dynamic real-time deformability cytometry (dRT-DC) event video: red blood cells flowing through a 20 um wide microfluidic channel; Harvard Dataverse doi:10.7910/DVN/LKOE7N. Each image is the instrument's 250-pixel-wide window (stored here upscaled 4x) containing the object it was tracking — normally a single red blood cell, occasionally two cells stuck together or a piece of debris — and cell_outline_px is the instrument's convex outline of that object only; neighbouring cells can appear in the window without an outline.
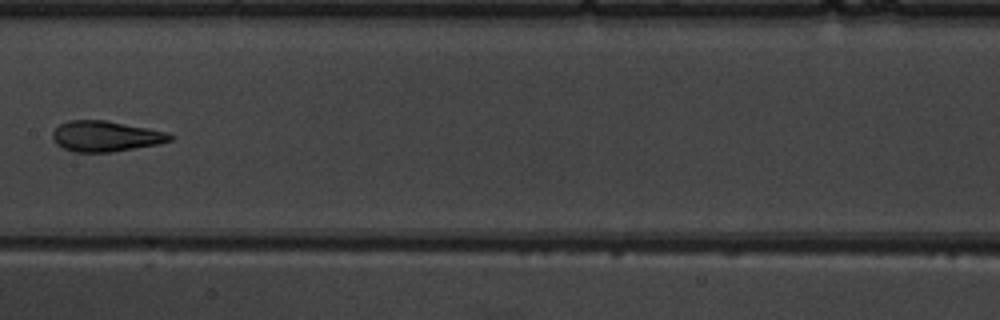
{"species": "common noctule bat (a hibernating species)", "species_latin": "Nyctalus noctula", "temperature_condition": "warm", "stored_images_in_passage": 7, "camera_frame_rate_fps": 3000, "um_per_image_px": 0.085, "animal": {"sex": "male", "body_mass_g": 19.5, "forearm_length_mm": 54.6}, "frame": {"image": 1, "passage_image": 7, "time_ms": 7.0, "image_size_px": [1000, 320], "cell_outline_px": [[176, 136], [172, 140], [156, 144], [112, 152], [76, 152], [64, 148], [56, 144], [52, 136], [52, 132], [60, 124], [68, 120], [108, 120], [168, 132]], "centroid_in_image_um": [8.99, 11.57], "position_along_channel_um": 198.4, "area_um2": 20.98}}